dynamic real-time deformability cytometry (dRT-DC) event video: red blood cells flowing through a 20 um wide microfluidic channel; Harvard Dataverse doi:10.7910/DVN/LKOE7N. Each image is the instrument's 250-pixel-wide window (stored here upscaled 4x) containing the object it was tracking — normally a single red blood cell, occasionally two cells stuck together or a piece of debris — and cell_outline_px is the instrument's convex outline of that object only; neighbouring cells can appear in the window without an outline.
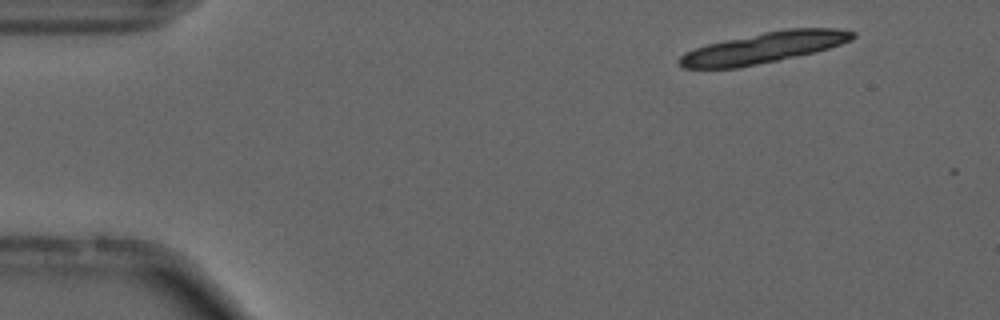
{"species": "common noctule bat (a hibernating species)", "species_latin": "Nyctalus noctula", "temperature_condition": "cold", "stored_images_in_passage": 6, "camera_frame_rate_fps": 3000, "um_per_image_px": 0.085, "animal": {"sex": "male", "forearm_length_mm": 52.5}, "frame": {"image": 1, "passage_image": 4, "time_ms": 1.0, "image_size_px": [1000, 320], "cell_outline_px": [[856, 36], [852, 40], [816, 52], [736, 68], [684, 68], [676, 60], [684, 52], [708, 44], [724, 40], [764, 32], [788, 28], [836, 28], [856, 32]], "centroid_in_image_um": [64.94, 4.04], "position_along_channel_um": 20.1, "area_um2": 30.92}}